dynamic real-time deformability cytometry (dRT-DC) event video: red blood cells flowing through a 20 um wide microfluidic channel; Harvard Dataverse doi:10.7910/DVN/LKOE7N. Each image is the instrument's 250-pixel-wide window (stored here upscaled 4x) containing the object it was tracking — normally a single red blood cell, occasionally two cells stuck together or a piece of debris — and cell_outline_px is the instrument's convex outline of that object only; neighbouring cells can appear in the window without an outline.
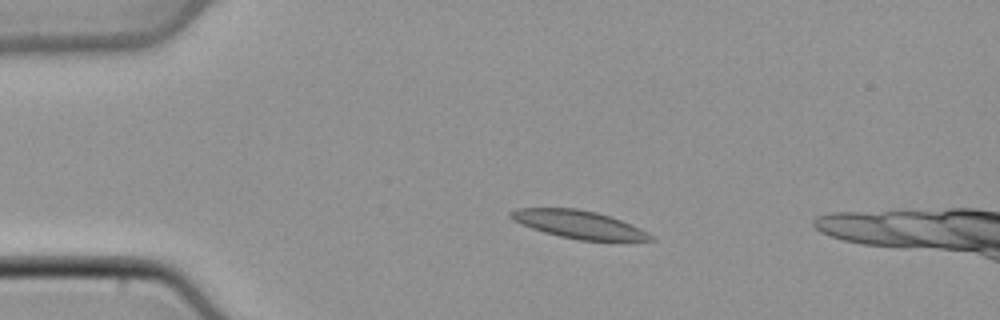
{"species": "common noctule bat (a hibernating species)", "species_latin": "Nyctalus noctula", "temperature_condition": "cold", "stored_images_in_passage": 40, "camera_frame_rate_fps": 3000, "um_per_image_px": 0.085, "animal": {"sex": "male", "body_mass_g": 21.5, "forearm_length_mm": 52.0}, "frame": {"image": 1, "passage_image": 1, "time_ms": 0.0, "image_size_px": [1000, 320], "cell_outline_px": [[656, 240], [580, 240], [560, 236], [544, 232], [520, 224], [512, 220], [508, 216], [508, 212], [516, 208], [576, 208], [596, 212], [620, 220], [640, 228], [648, 232]], "centroid_in_image_um": [49.13, 19.06], "position_along_channel_um": 35.9, "area_um2": 22.48}}
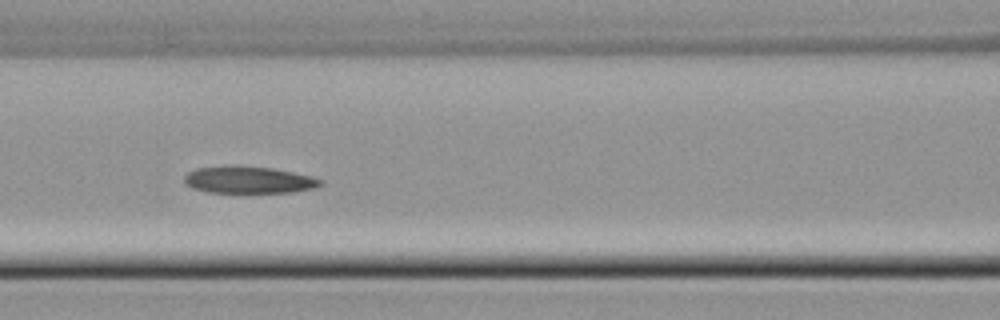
{"frame": {"image": 2, "passage_image": 12, "time_ms": 3.667, "image_size_px": [1000, 320], "cell_outline_px": [[324, 184], [312, 188], [292, 192], [208, 192], [192, 188], [184, 184], [184, 176], [188, 172], [196, 168], [232, 164], [240, 164], [272, 168], [312, 176], [324, 180]], "centroid_in_image_um": [21.11, 15.26], "position_along_channel_um": 145.5, "area_um2": 21.79}}
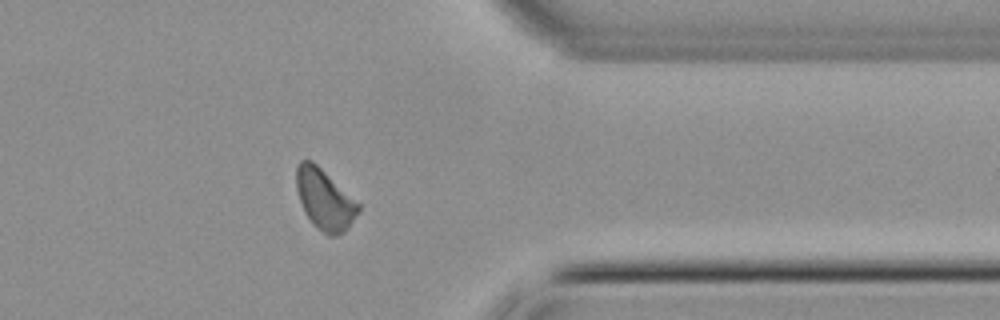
{"frame": {"image": 3, "passage_image": 30, "time_ms": 9.667, "image_size_px": [1000, 320], "cell_outline_px": [[360, 208], [344, 232], [336, 236], [328, 236], [316, 228], [312, 224], [304, 212], [296, 188], [296, 168], [300, 160], [312, 160], [360, 204]], "centroid_in_image_um": [27.56, 16.96], "position_along_channel_um": 383.8, "area_um2": 21.68}}